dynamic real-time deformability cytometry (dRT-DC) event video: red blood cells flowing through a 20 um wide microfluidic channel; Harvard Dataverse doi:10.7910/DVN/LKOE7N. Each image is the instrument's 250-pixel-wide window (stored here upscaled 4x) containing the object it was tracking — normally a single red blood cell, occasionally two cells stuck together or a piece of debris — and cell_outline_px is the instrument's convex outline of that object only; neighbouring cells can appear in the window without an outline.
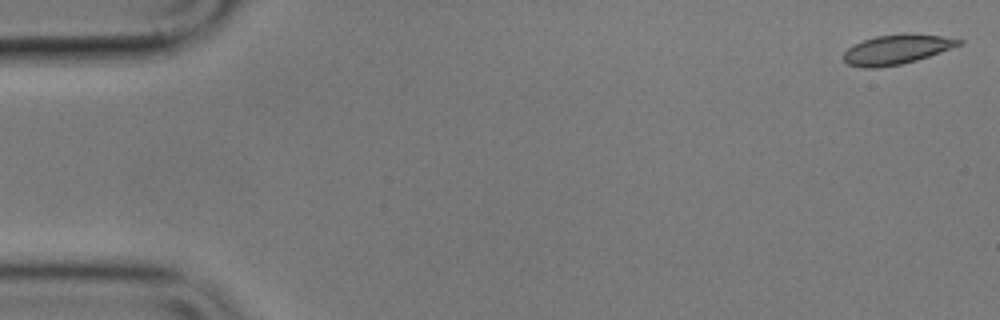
{"species": "common noctule bat (a hibernating species)", "species_latin": "Nyctalus noctula", "temperature_condition": "cold", "stored_images_in_passage": 7, "camera_frame_rate_fps": 3000, "um_per_image_px": 0.085, "animal": {"sex": "male", "body_mass_g": 17.9}, "frame": {"image": 1, "passage_image": 1, "time_ms": 0.0, "image_size_px": [1000, 320], "cell_outline_px": [[964, 44], [916, 60], [900, 64], [880, 68], [864, 68], [848, 64], [844, 60], [844, 52], [848, 48], [864, 40], [876, 36], [944, 36], [964, 40]], "centroid_in_image_um": [76.21, 4.25], "position_along_channel_um": 8.8, "area_um2": 19.02}}
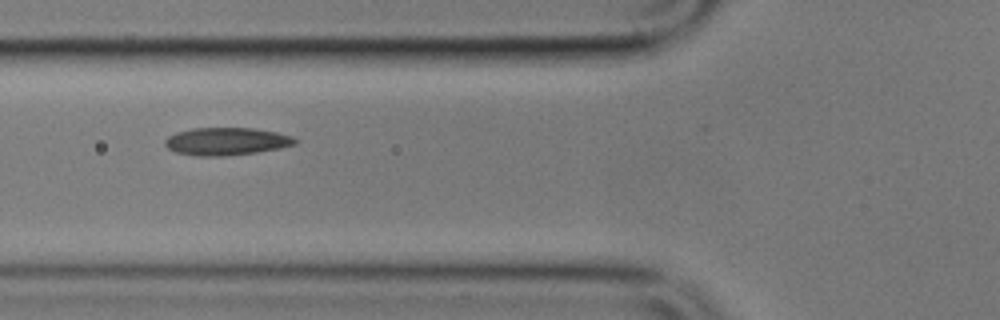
{"frame": {"image": 2, "passage_image": 6, "time_ms": 6.667, "image_size_px": [1000, 320], "cell_outline_px": [[300, 140], [296, 144], [280, 148], [256, 152], [224, 156], [200, 156], [176, 152], [168, 148], [164, 144], [164, 140], [168, 136], [176, 132], [192, 128], [252, 128], [276, 132], [292, 136]], "centroid_in_image_um": [19.25, 12.01], "position_along_channel_um": 106.5, "area_um2": 20.98}}
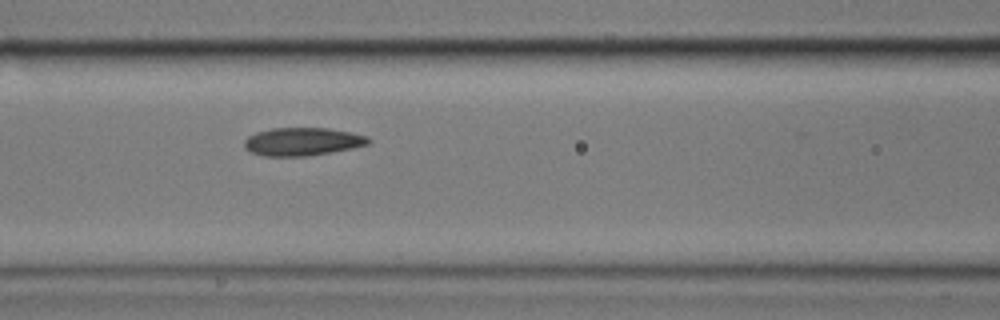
{"frame": {"image": 3, "passage_image": 7, "time_ms": 7.667, "image_size_px": [1000, 320], "cell_outline_px": [[372, 140], [368, 144], [352, 148], [308, 156], [264, 156], [252, 152], [244, 148], [244, 140], [248, 136], [256, 132], [272, 128], [328, 128], [368, 136]], "centroid_in_image_um": [25.69, 12.03], "position_along_channel_um": 140.9, "area_um2": 20.23}}